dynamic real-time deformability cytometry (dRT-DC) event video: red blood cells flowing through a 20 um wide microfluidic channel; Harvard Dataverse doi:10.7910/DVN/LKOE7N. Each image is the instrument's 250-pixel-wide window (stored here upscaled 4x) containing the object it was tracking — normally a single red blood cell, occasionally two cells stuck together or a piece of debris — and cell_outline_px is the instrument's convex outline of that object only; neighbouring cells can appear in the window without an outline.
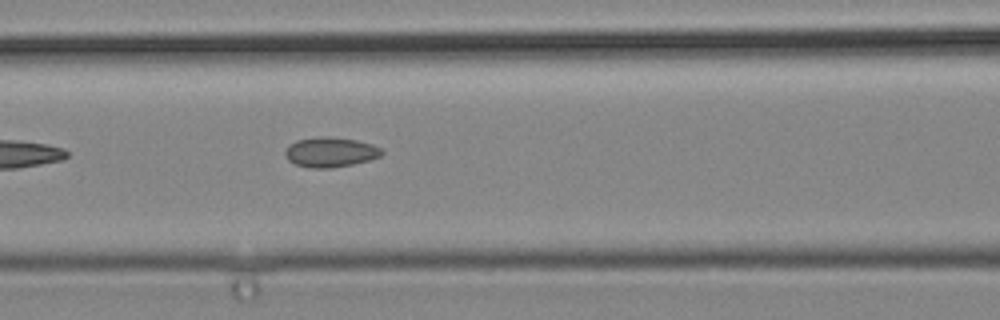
{"species": "common noctule bat (a hibernating species)", "species_latin": "Nyctalus noctula", "temperature_condition": "cold", "stored_images_in_passage": 5, "camera_frame_rate_fps": 3000, "um_per_image_px": 0.085, "animal": {"sex": "male", "body_mass_g": 19.2, "forearm_length_mm": 51.8}, "frame": {"image": 1, "passage_image": 5, "time_ms": 1.333, "image_size_px": [1000, 320], "cell_outline_px": [[384, 152], [380, 156], [368, 160], [352, 164], [332, 168], [308, 168], [296, 164], [288, 160], [284, 156], [284, 152], [288, 144], [296, 140], [320, 136], [328, 136], [356, 140], [372, 144], [380, 148]], "centroid_in_image_um": [28.04, 12.93], "position_along_channel_um": 138.6, "area_um2": 16.94}}